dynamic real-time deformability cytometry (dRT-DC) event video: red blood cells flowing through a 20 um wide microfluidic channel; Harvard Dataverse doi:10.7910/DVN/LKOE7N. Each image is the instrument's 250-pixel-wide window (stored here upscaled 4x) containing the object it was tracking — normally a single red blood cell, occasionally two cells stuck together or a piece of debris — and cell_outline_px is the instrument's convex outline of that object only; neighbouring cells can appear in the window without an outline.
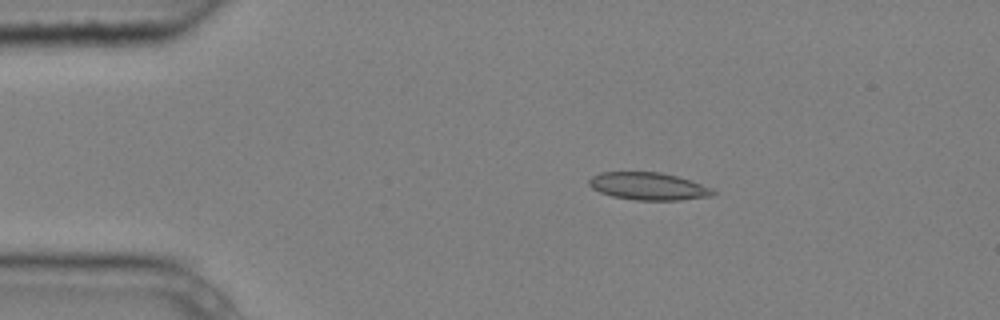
{"species": "common noctule bat (a hibernating species)", "species_latin": "Nyctalus noctula", "temperature_condition": "cold", "stored_images_in_passage": 9, "camera_frame_rate_fps": 3000, "um_per_image_px": 0.085, "animal": {"sex": "male", "body_mass_g": 20.4}, "frame": {"image": 1, "passage_image": 2, "time_ms": 0.333, "image_size_px": [1000, 320], "cell_outline_px": [[716, 192], [712, 196], [680, 200], [636, 200], [612, 196], [600, 192], [592, 188], [588, 184], [588, 180], [592, 176], [600, 172], [660, 172], [676, 176], [712, 188]], "centroid_in_image_um": [55.08, 15.83], "position_along_channel_um": 29.9, "area_um2": 19.77}}
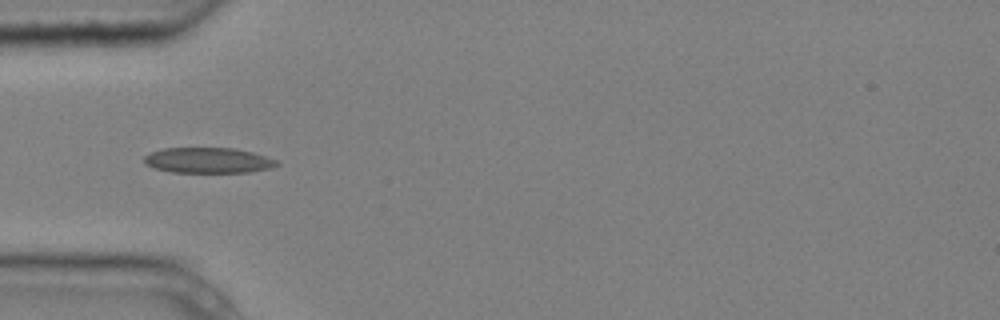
{"frame": {"image": 2, "passage_image": 4, "time_ms": 1.0, "image_size_px": [1000, 320], "cell_outline_px": [[280, 164], [268, 168], [248, 172], [172, 172], [152, 168], [144, 164], [144, 156], [152, 152], [164, 148], [236, 148], [252, 152], [276, 160]], "centroid_in_image_um": [17.64, 13.63], "position_along_channel_um": 67.4, "area_um2": 19.59}}
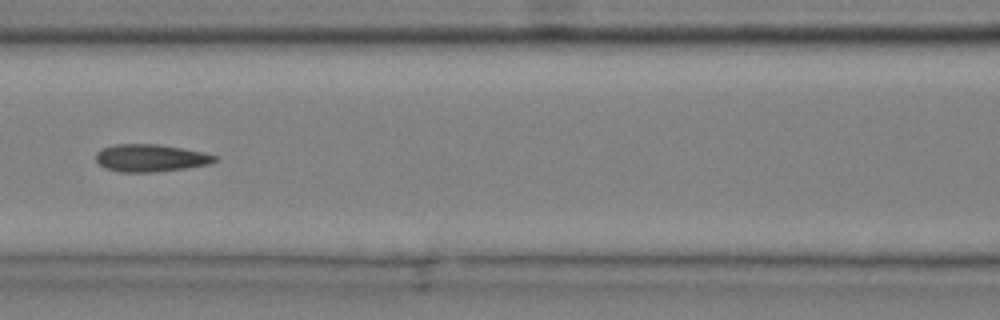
{"frame": {"image": 3, "passage_image": 6, "time_ms": 1.667, "image_size_px": [1000, 320], "cell_outline_px": [[220, 160], [212, 164], [156, 172], [120, 172], [104, 168], [96, 160], [96, 152], [100, 148], [112, 144], [156, 144], [184, 148], [204, 152], [220, 156]], "centroid_in_image_um": [12.84, 13.42], "position_along_channel_um": 153.8, "area_um2": 19.42}}